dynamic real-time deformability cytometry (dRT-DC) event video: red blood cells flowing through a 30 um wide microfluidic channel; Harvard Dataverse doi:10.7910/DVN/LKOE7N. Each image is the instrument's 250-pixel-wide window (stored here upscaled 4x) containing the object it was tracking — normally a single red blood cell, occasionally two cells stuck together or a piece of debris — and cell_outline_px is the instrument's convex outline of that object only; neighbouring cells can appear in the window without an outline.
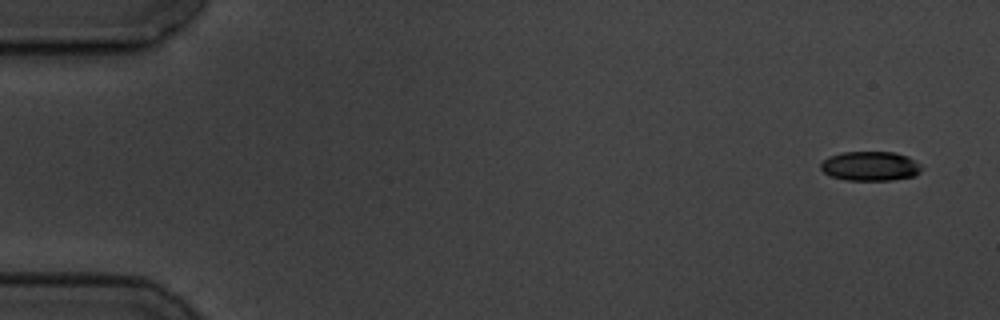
{"species": "common noctule bat (a hibernating species)", "species_latin": "Nyctalus noctula", "temperature_condition": "cold", "stored_images_in_passage": 6, "segment_of_instrument_passage": [1, 2], "camera_frame_rate_fps": 3000, "um_per_image_px": 0.085, "animal": {"sex": "male", "body_mass_g": 19.5, "forearm_length_mm": 54.6}, "frame": {"image": 1, "passage_image": 1, "time_ms": 0.0, "image_size_px": [1000, 320], "cell_outline_px": [[924, 168], [916, 176], [892, 180], [844, 180], [828, 176], [820, 168], [820, 164], [828, 156], [840, 152], [896, 152], [908, 156], [920, 164]], "centroid_in_image_um": [73.98, 14.12], "position_along_channel_um": 11.0, "area_um2": 17.63}}
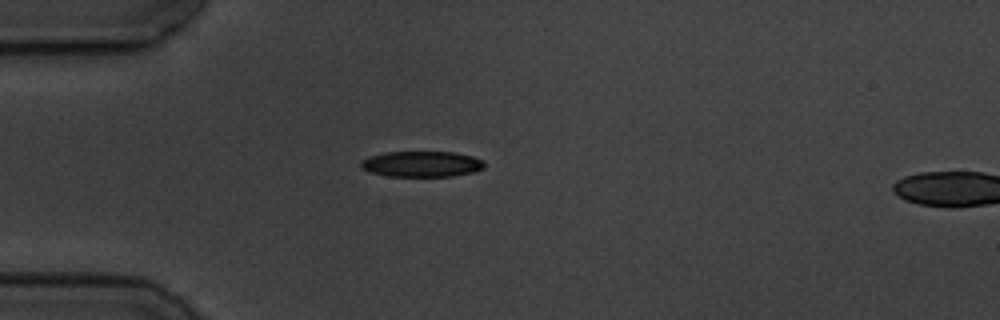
{"frame": {"image": 2, "passage_image": 5, "time_ms": 4.333, "image_size_px": [1000, 320], "cell_outline_px": [[484, 168], [472, 172], [452, 176], [388, 176], [372, 172], [360, 168], [360, 160], [368, 156], [384, 152], [456, 152], [472, 156], [484, 160]], "centroid_in_image_um": [35.82, 13.93], "position_along_channel_um": 49.2, "area_um2": 18.61}}